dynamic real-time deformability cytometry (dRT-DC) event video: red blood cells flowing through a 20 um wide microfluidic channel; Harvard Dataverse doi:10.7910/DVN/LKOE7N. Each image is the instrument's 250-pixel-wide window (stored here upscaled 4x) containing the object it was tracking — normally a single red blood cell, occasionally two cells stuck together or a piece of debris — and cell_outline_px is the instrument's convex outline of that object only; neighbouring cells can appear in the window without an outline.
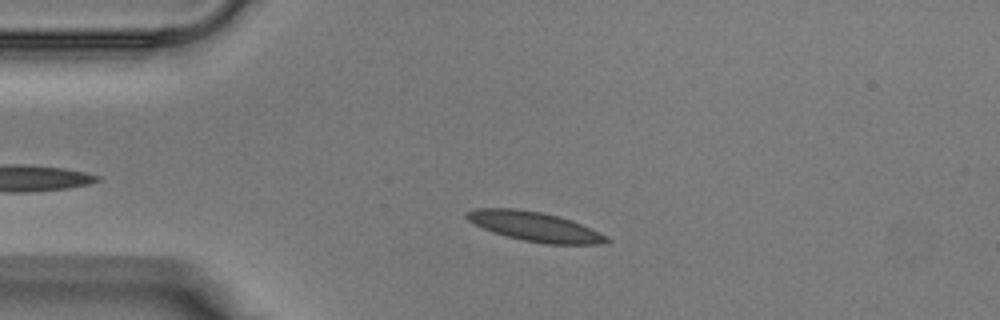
{"species": "Egyptian fruit bat (a non-hibernating species)", "species_latin": "Rousettus aegyptiacus", "temperature_condition": "warm", "stored_images_in_passage": 31, "camera_frame_rate_fps": 3000, "um_per_image_px": 0.085, "animal": {"sex": "male"}, "frame": {"image": 1, "passage_image": 7, "time_ms": 2.0, "image_size_px": [1000, 320], "cell_outline_px": [[612, 240], [604, 244], [548, 244], [524, 240], [492, 232], [468, 220], [464, 216], [464, 212], [476, 208], [512, 208], [540, 212], [572, 220], [608, 236]], "centroid_in_image_um": [45.46, 19.25], "position_along_channel_um": 39.5, "area_um2": 23.81}}
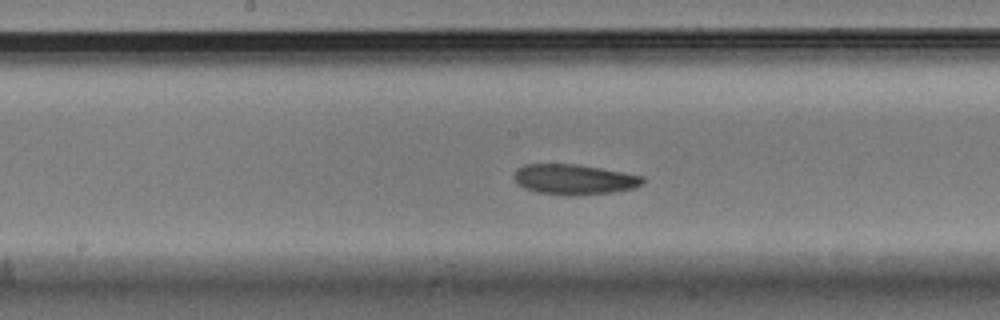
{"frame": {"image": 2, "passage_image": 18, "time_ms": 5.667, "image_size_px": [1000, 320], "cell_outline_px": [[644, 184], [636, 188], [612, 192], [572, 196], [568, 196], [536, 192], [524, 188], [516, 180], [516, 168], [524, 164], [576, 164], [600, 168], [644, 176]], "centroid_in_image_um": [48.84, 15.26], "position_along_channel_um": 199.4, "area_um2": 22.72}}
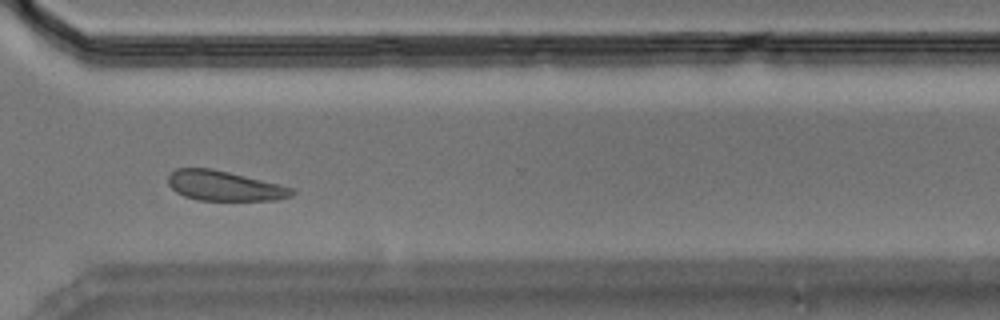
{"frame": {"image": 3, "passage_image": 27, "time_ms": 8.667, "image_size_px": [1000, 320], "cell_outline_px": [[296, 192], [292, 196], [276, 200], [196, 200], [184, 196], [176, 192], [168, 184], [168, 176], [176, 168], [212, 168], [280, 184], [292, 188]], "centroid_in_image_um": [19.07, 15.8], "position_along_channel_um": 351.5, "area_um2": 21.62}}